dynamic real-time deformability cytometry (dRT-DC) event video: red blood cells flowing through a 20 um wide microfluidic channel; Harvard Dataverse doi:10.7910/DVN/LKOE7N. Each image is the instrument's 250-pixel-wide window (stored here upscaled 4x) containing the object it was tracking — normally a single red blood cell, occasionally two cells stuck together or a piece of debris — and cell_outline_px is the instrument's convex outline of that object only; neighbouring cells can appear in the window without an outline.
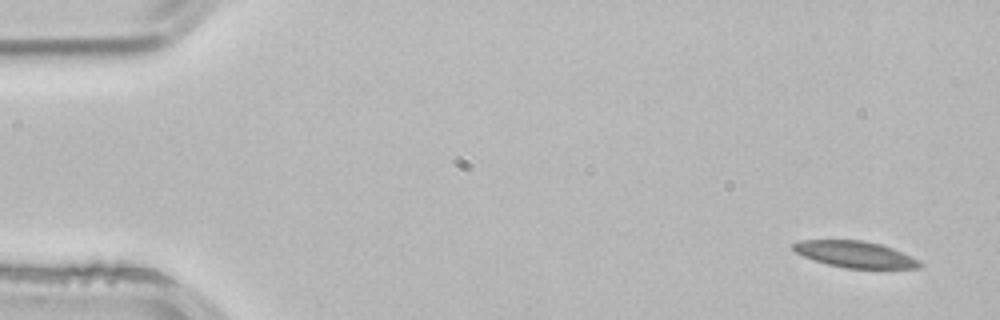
{"species": "common noctule bat (a hibernating species)", "species_latin": "Nyctalus noctula", "temperature_condition": "room temperature", "stored_images_in_passage": 3, "camera_frame_rate_fps": 3000, "um_per_image_px": 0.085, "animal": {"sex": "male", "body_mass_g": 21.5, "forearm_length_mm": 52.0}, "frame": {"image": 1, "passage_image": 1, "time_ms": 0.0, "image_size_px": [1000, 320], "cell_outline_px": [[924, 264], [920, 268], [844, 268], [828, 264], [804, 256], [796, 252], [792, 248], [792, 244], [800, 240], [860, 240], [880, 244], [892, 248], [912, 256], [920, 260]], "centroid_in_image_um": [72.72, 21.62], "position_along_channel_um": 12.3, "area_um2": 19.36}}
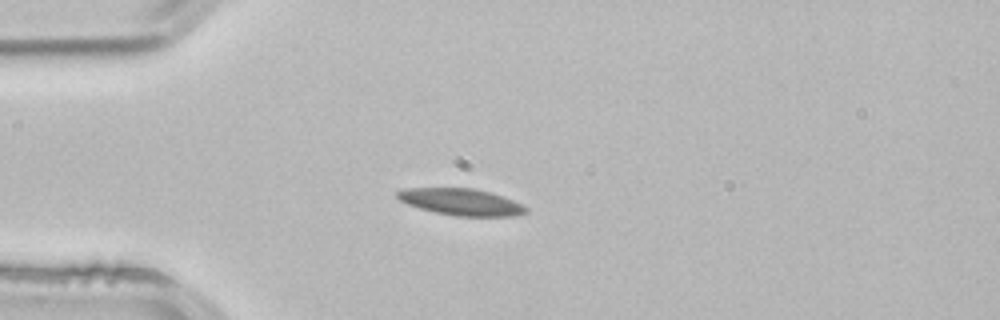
{"frame": {"image": 2, "passage_image": 3, "time_ms": 0.667, "image_size_px": [1000, 320], "cell_outline_px": [[528, 212], [516, 216], [456, 216], [436, 212], [420, 208], [408, 204], [400, 200], [396, 196], [396, 192], [408, 188], [472, 188], [488, 192], [512, 200], [528, 208]], "centroid_in_image_um": [39.2, 17.17], "position_along_channel_um": 45.8, "area_um2": 19.71}}